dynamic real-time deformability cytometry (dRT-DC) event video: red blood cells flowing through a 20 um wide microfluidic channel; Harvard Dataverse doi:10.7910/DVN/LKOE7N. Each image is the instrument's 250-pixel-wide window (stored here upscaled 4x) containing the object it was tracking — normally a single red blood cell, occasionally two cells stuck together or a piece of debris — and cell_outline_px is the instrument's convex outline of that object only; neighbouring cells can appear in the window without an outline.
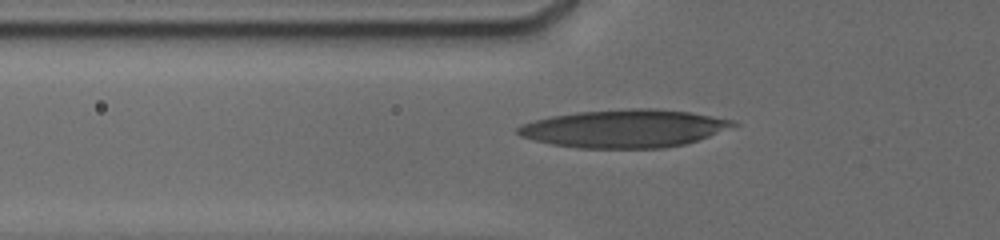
{"species": "human", "species_latin": "Homo sapiens", "temperature_condition": "cold", "stored_images_in_passage": 41, "camera_frame_rate_fps": 3000, "um_per_image_px": 0.085, "donor": {"sex": "male"}, "frame": {"image": 1, "passage_image": 3, "time_ms": 0.333, "image_size_px": [1000, 240], "cell_outline_px": [[740, 124], [708, 136], [684, 144], [664, 148], [580, 148], [552, 144], [520, 136], [516, 132], [516, 128], [520, 124], [552, 116], [576, 112], [632, 108], [656, 108], [688, 112], [732, 120]], "centroid_in_image_um": [53.04, 10.92], "position_along_channel_um": 72.8, "area_um2": 47.28}}
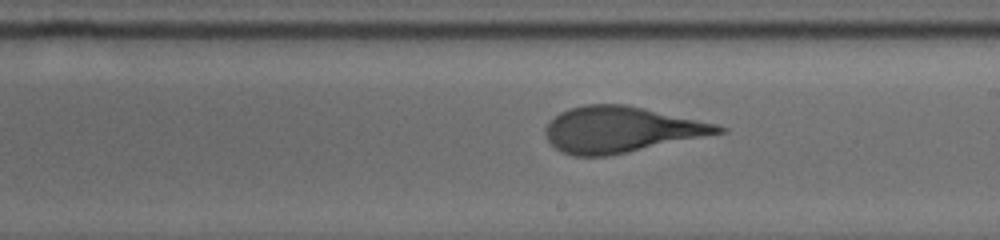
{"frame": {"image": 2, "passage_image": 26, "time_ms": 4.667, "image_size_px": [1000, 240], "cell_outline_px": [[728, 132], [608, 156], [572, 156], [560, 152], [548, 140], [544, 132], [544, 128], [560, 112], [568, 108], [584, 104], [624, 104], [716, 124], [728, 128]], "centroid_in_image_um": [52.77, 11.02], "position_along_channel_um": 236.2, "area_um2": 46.12}}
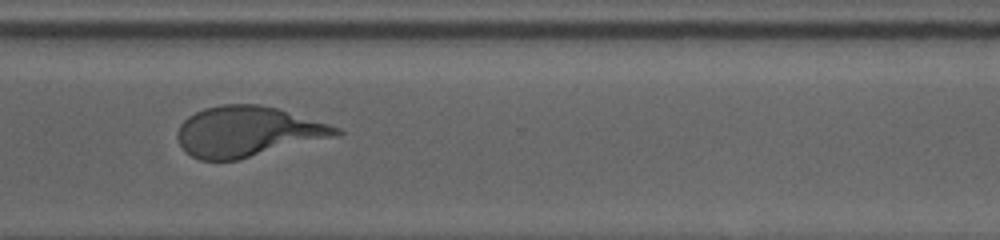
{"frame": {"image": 3, "passage_image": 40, "time_ms": 7.667, "image_size_px": [1000, 240], "cell_outline_px": [[344, 132], [332, 136], [236, 160], [200, 160], [192, 156], [180, 144], [176, 136], [176, 132], [180, 124], [188, 116], [204, 108], [224, 104], [260, 104], [276, 108], [328, 124], [340, 128]], "centroid_in_image_um": [20.97, 11.17], "position_along_channel_um": 349.6, "area_um2": 45.6}}